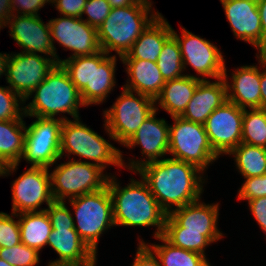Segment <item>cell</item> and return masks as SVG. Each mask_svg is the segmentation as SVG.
<instances>
[{
    "mask_svg": "<svg viewBox=\"0 0 266 266\" xmlns=\"http://www.w3.org/2000/svg\"><path fill=\"white\" fill-rule=\"evenodd\" d=\"M257 59L263 70H261L260 85H261V109L266 110V54H259Z\"/></svg>",
    "mask_w": 266,
    "mask_h": 266,
    "instance_id": "obj_45",
    "label": "cell"
},
{
    "mask_svg": "<svg viewBox=\"0 0 266 266\" xmlns=\"http://www.w3.org/2000/svg\"><path fill=\"white\" fill-rule=\"evenodd\" d=\"M248 204L260 229L266 234V197L249 200Z\"/></svg>",
    "mask_w": 266,
    "mask_h": 266,
    "instance_id": "obj_44",
    "label": "cell"
},
{
    "mask_svg": "<svg viewBox=\"0 0 266 266\" xmlns=\"http://www.w3.org/2000/svg\"><path fill=\"white\" fill-rule=\"evenodd\" d=\"M25 115L17 120L0 121V176H7L19 166L24 152Z\"/></svg>",
    "mask_w": 266,
    "mask_h": 266,
    "instance_id": "obj_23",
    "label": "cell"
},
{
    "mask_svg": "<svg viewBox=\"0 0 266 266\" xmlns=\"http://www.w3.org/2000/svg\"><path fill=\"white\" fill-rule=\"evenodd\" d=\"M201 80L200 77L186 74L166 81L160 94L155 99V104L158 102L160 105L158 107H162L171 117L181 116Z\"/></svg>",
    "mask_w": 266,
    "mask_h": 266,
    "instance_id": "obj_26",
    "label": "cell"
},
{
    "mask_svg": "<svg viewBox=\"0 0 266 266\" xmlns=\"http://www.w3.org/2000/svg\"><path fill=\"white\" fill-rule=\"evenodd\" d=\"M89 161L72 158L50 173L54 201H64L99 191L107 186L109 175Z\"/></svg>",
    "mask_w": 266,
    "mask_h": 266,
    "instance_id": "obj_7",
    "label": "cell"
},
{
    "mask_svg": "<svg viewBox=\"0 0 266 266\" xmlns=\"http://www.w3.org/2000/svg\"><path fill=\"white\" fill-rule=\"evenodd\" d=\"M227 101L226 84L223 77L215 82L201 80L181 117L204 124L211 113Z\"/></svg>",
    "mask_w": 266,
    "mask_h": 266,
    "instance_id": "obj_22",
    "label": "cell"
},
{
    "mask_svg": "<svg viewBox=\"0 0 266 266\" xmlns=\"http://www.w3.org/2000/svg\"><path fill=\"white\" fill-rule=\"evenodd\" d=\"M47 245L59 256L48 266H87L97 260V255L79 237L74 227L52 228Z\"/></svg>",
    "mask_w": 266,
    "mask_h": 266,
    "instance_id": "obj_20",
    "label": "cell"
},
{
    "mask_svg": "<svg viewBox=\"0 0 266 266\" xmlns=\"http://www.w3.org/2000/svg\"><path fill=\"white\" fill-rule=\"evenodd\" d=\"M80 120L79 117L72 121H63L60 138L61 158L74 154L92 160L91 163L99 165L104 170L106 165L123 168L122 152ZM67 152L68 154L64 155Z\"/></svg>",
    "mask_w": 266,
    "mask_h": 266,
    "instance_id": "obj_5",
    "label": "cell"
},
{
    "mask_svg": "<svg viewBox=\"0 0 266 266\" xmlns=\"http://www.w3.org/2000/svg\"><path fill=\"white\" fill-rule=\"evenodd\" d=\"M111 11L110 3L107 0H87L82 13L87 14L84 19L90 26L98 29Z\"/></svg>",
    "mask_w": 266,
    "mask_h": 266,
    "instance_id": "obj_38",
    "label": "cell"
},
{
    "mask_svg": "<svg viewBox=\"0 0 266 266\" xmlns=\"http://www.w3.org/2000/svg\"><path fill=\"white\" fill-rule=\"evenodd\" d=\"M156 110L140 125L138 130L124 144L127 148H133L140 145L143 160H130L128 165L123 164L124 168L135 172L144 164L158 161L165 157L169 148V124L165 119L156 118ZM164 156V157H163ZM159 158V159H158Z\"/></svg>",
    "mask_w": 266,
    "mask_h": 266,
    "instance_id": "obj_17",
    "label": "cell"
},
{
    "mask_svg": "<svg viewBox=\"0 0 266 266\" xmlns=\"http://www.w3.org/2000/svg\"><path fill=\"white\" fill-rule=\"evenodd\" d=\"M74 208V228L79 237L97 254L100 235L114 225L112 199L105 188L68 200Z\"/></svg>",
    "mask_w": 266,
    "mask_h": 266,
    "instance_id": "obj_6",
    "label": "cell"
},
{
    "mask_svg": "<svg viewBox=\"0 0 266 266\" xmlns=\"http://www.w3.org/2000/svg\"><path fill=\"white\" fill-rule=\"evenodd\" d=\"M39 253L22 242L12 246L0 248V258L12 266H35L40 262Z\"/></svg>",
    "mask_w": 266,
    "mask_h": 266,
    "instance_id": "obj_35",
    "label": "cell"
},
{
    "mask_svg": "<svg viewBox=\"0 0 266 266\" xmlns=\"http://www.w3.org/2000/svg\"><path fill=\"white\" fill-rule=\"evenodd\" d=\"M51 58L25 52L9 54L5 75L8 87L25 100L57 64Z\"/></svg>",
    "mask_w": 266,
    "mask_h": 266,
    "instance_id": "obj_13",
    "label": "cell"
},
{
    "mask_svg": "<svg viewBox=\"0 0 266 266\" xmlns=\"http://www.w3.org/2000/svg\"><path fill=\"white\" fill-rule=\"evenodd\" d=\"M115 176H109L107 187L112 199L115 226H156L154 238L162 235L167 213L160 207L146 182L131 179L120 187Z\"/></svg>",
    "mask_w": 266,
    "mask_h": 266,
    "instance_id": "obj_2",
    "label": "cell"
},
{
    "mask_svg": "<svg viewBox=\"0 0 266 266\" xmlns=\"http://www.w3.org/2000/svg\"><path fill=\"white\" fill-rule=\"evenodd\" d=\"M156 64L165 81L185 75L180 46L173 35L164 43Z\"/></svg>",
    "mask_w": 266,
    "mask_h": 266,
    "instance_id": "obj_33",
    "label": "cell"
},
{
    "mask_svg": "<svg viewBox=\"0 0 266 266\" xmlns=\"http://www.w3.org/2000/svg\"><path fill=\"white\" fill-rule=\"evenodd\" d=\"M162 244H150L140 239L139 243H145L158 257L161 266H211L207 258L194 251L185 250L170 244L162 235L156 237Z\"/></svg>",
    "mask_w": 266,
    "mask_h": 266,
    "instance_id": "obj_29",
    "label": "cell"
},
{
    "mask_svg": "<svg viewBox=\"0 0 266 266\" xmlns=\"http://www.w3.org/2000/svg\"><path fill=\"white\" fill-rule=\"evenodd\" d=\"M259 197H266V174L245 178L238 191V200L249 201Z\"/></svg>",
    "mask_w": 266,
    "mask_h": 266,
    "instance_id": "obj_40",
    "label": "cell"
},
{
    "mask_svg": "<svg viewBox=\"0 0 266 266\" xmlns=\"http://www.w3.org/2000/svg\"><path fill=\"white\" fill-rule=\"evenodd\" d=\"M226 72L225 67L223 78L226 84L227 100L243 109L261 108V71L258 66H240L231 74V84L227 81Z\"/></svg>",
    "mask_w": 266,
    "mask_h": 266,
    "instance_id": "obj_21",
    "label": "cell"
},
{
    "mask_svg": "<svg viewBox=\"0 0 266 266\" xmlns=\"http://www.w3.org/2000/svg\"><path fill=\"white\" fill-rule=\"evenodd\" d=\"M11 15V0H0V30L7 25Z\"/></svg>",
    "mask_w": 266,
    "mask_h": 266,
    "instance_id": "obj_47",
    "label": "cell"
},
{
    "mask_svg": "<svg viewBox=\"0 0 266 266\" xmlns=\"http://www.w3.org/2000/svg\"><path fill=\"white\" fill-rule=\"evenodd\" d=\"M172 119L174 123L169 124L168 154L172 155L171 158L194 164L205 172L219 156L210 146L204 124L185 120L181 116Z\"/></svg>",
    "mask_w": 266,
    "mask_h": 266,
    "instance_id": "obj_9",
    "label": "cell"
},
{
    "mask_svg": "<svg viewBox=\"0 0 266 266\" xmlns=\"http://www.w3.org/2000/svg\"><path fill=\"white\" fill-rule=\"evenodd\" d=\"M6 26L10 28V36L23 48L22 52L52 56V59L60 64L61 59L52 43L49 22L44 24L39 15L25 16L14 13Z\"/></svg>",
    "mask_w": 266,
    "mask_h": 266,
    "instance_id": "obj_18",
    "label": "cell"
},
{
    "mask_svg": "<svg viewBox=\"0 0 266 266\" xmlns=\"http://www.w3.org/2000/svg\"><path fill=\"white\" fill-rule=\"evenodd\" d=\"M11 214L0 212V248L21 243L19 221L13 219V212Z\"/></svg>",
    "mask_w": 266,
    "mask_h": 266,
    "instance_id": "obj_37",
    "label": "cell"
},
{
    "mask_svg": "<svg viewBox=\"0 0 266 266\" xmlns=\"http://www.w3.org/2000/svg\"><path fill=\"white\" fill-rule=\"evenodd\" d=\"M111 8L126 7L129 5V0H107Z\"/></svg>",
    "mask_w": 266,
    "mask_h": 266,
    "instance_id": "obj_49",
    "label": "cell"
},
{
    "mask_svg": "<svg viewBox=\"0 0 266 266\" xmlns=\"http://www.w3.org/2000/svg\"><path fill=\"white\" fill-rule=\"evenodd\" d=\"M136 172L167 214L201 199L204 191V172L196 165L182 160L164 158L144 164Z\"/></svg>",
    "mask_w": 266,
    "mask_h": 266,
    "instance_id": "obj_1",
    "label": "cell"
},
{
    "mask_svg": "<svg viewBox=\"0 0 266 266\" xmlns=\"http://www.w3.org/2000/svg\"><path fill=\"white\" fill-rule=\"evenodd\" d=\"M172 29L160 14L120 59H141L156 63L164 43L172 36Z\"/></svg>",
    "mask_w": 266,
    "mask_h": 266,
    "instance_id": "obj_25",
    "label": "cell"
},
{
    "mask_svg": "<svg viewBox=\"0 0 266 266\" xmlns=\"http://www.w3.org/2000/svg\"><path fill=\"white\" fill-rule=\"evenodd\" d=\"M122 89L112 107L103 111V125L110 139L124 145L157 107L153 98Z\"/></svg>",
    "mask_w": 266,
    "mask_h": 266,
    "instance_id": "obj_8",
    "label": "cell"
},
{
    "mask_svg": "<svg viewBox=\"0 0 266 266\" xmlns=\"http://www.w3.org/2000/svg\"><path fill=\"white\" fill-rule=\"evenodd\" d=\"M263 35V54H266V0H257Z\"/></svg>",
    "mask_w": 266,
    "mask_h": 266,
    "instance_id": "obj_46",
    "label": "cell"
},
{
    "mask_svg": "<svg viewBox=\"0 0 266 266\" xmlns=\"http://www.w3.org/2000/svg\"><path fill=\"white\" fill-rule=\"evenodd\" d=\"M24 104V100L8 86H0V121L22 118L25 115Z\"/></svg>",
    "mask_w": 266,
    "mask_h": 266,
    "instance_id": "obj_36",
    "label": "cell"
},
{
    "mask_svg": "<svg viewBox=\"0 0 266 266\" xmlns=\"http://www.w3.org/2000/svg\"><path fill=\"white\" fill-rule=\"evenodd\" d=\"M129 5L147 6L152 8V2L149 0H129Z\"/></svg>",
    "mask_w": 266,
    "mask_h": 266,
    "instance_id": "obj_50",
    "label": "cell"
},
{
    "mask_svg": "<svg viewBox=\"0 0 266 266\" xmlns=\"http://www.w3.org/2000/svg\"><path fill=\"white\" fill-rule=\"evenodd\" d=\"M60 64L68 73L72 83L80 91L85 107L91 105L93 55L67 58L60 60Z\"/></svg>",
    "mask_w": 266,
    "mask_h": 266,
    "instance_id": "obj_31",
    "label": "cell"
},
{
    "mask_svg": "<svg viewBox=\"0 0 266 266\" xmlns=\"http://www.w3.org/2000/svg\"><path fill=\"white\" fill-rule=\"evenodd\" d=\"M159 15L158 11L152 12L147 6L111 8L110 14L97 29L101 50L108 55L115 51L122 57Z\"/></svg>",
    "mask_w": 266,
    "mask_h": 266,
    "instance_id": "obj_4",
    "label": "cell"
},
{
    "mask_svg": "<svg viewBox=\"0 0 266 266\" xmlns=\"http://www.w3.org/2000/svg\"><path fill=\"white\" fill-rule=\"evenodd\" d=\"M242 142L266 148V110L244 109Z\"/></svg>",
    "mask_w": 266,
    "mask_h": 266,
    "instance_id": "obj_32",
    "label": "cell"
},
{
    "mask_svg": "<svg viewBox=\"0 0 266 266\" xmlns=\"http://www.w3.org/2000/svg\"><path fill=\"white\" fill-rule=\"evenodd\" d=\"M87 0H52L58 12L63 16L83 18L82 13Z\"/></svg>",
    "mask_w": 266,
    "mask_h": 266,
    "instance_id": "obj_42",
    "label": "cell"
},
{
    "mask_svg": "<svg viewBox=\"0 0 266 266\" xmlns=\"http://www.w3.org/2000/svg\"><path fill=\"white\" fill-rule=\"evenodd\" d=\"M49 168L33 167L23 172L12 183V212L44 211L38 209L44 204L47 207L54 201L51 191Z\"/></svg>",
    "mask_w": 266,
    "mask_h": 266,
    "instance_id": "obj_14",
    "label": "cell"
},
{
    "mask_svg": "<svg viewBox=\"0 0 266 266\" xmlns=\"http://www.w3.org/2000/svg\"><path fill=\"white\" fill-rule=\"evenodd\" d=\"M244 109L226 101L216 108L204 123L213 151L227 155L242 142Z\"/></svg>",
    "mask_w": 266,
    "mask_h": 266,
    "instance_id": "obj_12",
    "label": "cell"
},
{
    "mask_svg": "<svg viewBox=\"0 0 266 266\" xmlns=\"http://www.w3.org/2000/svg\"><path fill=\"white\" fill-rule=\"evenodd\" d=\"M128 74L124 89L153 98L160 94L166 81L155 62L141 59H121Z\"/></svg>",
    "mask_w": 266,
    "mask_h": 266,
    "instance_id": "obj_24",
    "label": "cell"
},
{
    "mask_svg": "<svg viewBox=\"0 0 266 266\" xmlns=\"http://www.w3.org/2000/svg\"><path fill=\"white\" fill-rule=\"evenodd\" d=\"M162 236L172 245L205 255L206 246L212 242L201 232L163 231Z\"/></svg>",
    "mask_w": 266,
    "mask_h": 266,
    "instance_id": "obj_34",
    "label": "cell"
},
{
    "mask_svg": "<svg viewBox=\"0 0 266 266\" xmlns=\"http://www.w3.org/2000/svg\"><path fill=\"white\" fill-rule=\"evenodd\" d=\"M33 94L32 102L24 106L26 117L56 118L55 115L59 113H67L76 119L79 118L78 109L85 106L80 91L72 83L66 70L58 63L24 102L29 97L32 98Z\"/></svg>",
    "mask_w": 266,
    "mask_h": 266,
    "instance_id": "obj_3",
    "label": "cell"
},
{
    "mask_svg": "<svg viewBox=\"0 0 266 266\" xmlns=\"http://www.w3.org/2000/svg\"><path fill=\"white\" fill-rule=\"evenodd\" d=\"M234 36L263 54V35L257 0H220Z\"/></svg>",
    "mask_w": 266,
    "mask_h": 266,
    "instance_id": "obj_19",
    "label": "cell"
},
{
    "mask_svg": "<svg viewBox=\"0 0 266 266\" xmlns=\"http://www.w3.org/2000/svg\"><path fill=\"white\" fill-rule=\"evenodd\" d=\"M96 260L93 262V263H91V264H89V265H87V266H96Z\"/></svg>",
    "mask_w": 266,
    "mask_h": 266,
    "instance_id": "obj_52",
    "label": "cell"
},
{
    "mask_svg": "<svg viewBox=\"0 0 266 266\" xmlns=\"http://www.w3.org/2000/svg\"><path fill=\"white\" fill-rule=\"evenodd\" d=\"M65 204V201H53L45 208L52 228L74 227V217Z\"/></svg>",
    "mask_w": 266,
    "mask_h": 266,
    "instance_id": "obj_39",
    "label": "cell"
},
{
    "mask_svg": "<svg viewBox=\"0 0 266 266\" xmlns=\"http://www.w3.org/2000/svg\"><path fill=\"white\" fill-rule=\"evenodd\" d=\"M8 58H9V54L0 53V78L2 75H6Z\"/></svg>",
    "mask_w": 266,
    "mask_h": 266,
    "instance_id": "obj_48",
    "label": "cell"
},
{
    "mask_svg": "<svg viewBox=\"0 0 266 266\" xmlns=\"http://www.w3.org/2000/svg\"><path fill=\"white\" fill-rule=\"evenodd\" d=\"M132 266H161V263L145 243H139Z\"/></svg>",
    "mask_w": 266,
    "mask_h": 266,
    "instance_id": "obj_43",
    "label": "cell"
},
{
    "mask_svg": "<svg viewBox=\"0 0 266 266\" xmlns=\"http://www.w3.org/2000/svg\"><path fill=\"white\" fill-rule=\"evenodd\" d=\"M227 155H233L235 166L244 178L266 174V148L241 142Z\"/></svg>",
    "mask_w": 266,
    "mask_h": 266,
    "instance_id": "obj_30",
    "label": "cell"
},
{
    "mask_svg": "<svg viewBox=\"0 0 266 266\" xmlns=\"http://www.w3.org/2000/svg\"><path fill=\"white\" fill-rule=\"evenodd\" d=\"M219 204H205L199 200L173 209L167 214L163 231L201 232L212 243L223 238L218 230Z\"/></svg>",
    "mask_w": 266,
    "mask_h": 266,
    "instance_id": "obj_15",
    "label": "cell"
},
{
    "mask_svg": "<svg viewBox=\"0 0 266 266\" xmlns=\"http://www.w3.org/2000/svg\"><path fill=\"white\" fill-rule=\"evenodd\" d=\"M116 55H108L103 50L93 54L91 75V105L103 103L115 87Z\"/></svg>",
    "mask_w": 266,
    "mask_h": 266,
    "instance_id": "obj_27",
    "label": "cell"
},
{
    "mask_svg": "<svg viewBox=\"0 0 266 266\" xmlns=\"http://www.w3.org/2000/svg\"><path fill=\"white\" fill-rule=\"evenodd\" d=\"M45 3H52V0H11L12 14L35 16L45 6Z\"/></svg>",
    "mask_w": 266,
    "mask_h": 266,
    "instance_id": "obj_41",
    "label": "cell"
},
{
    "mask_svg": "<svg viewBox=\"0 0 266 266\" xmlns=\"http://www.w3.org/2000/svg\"><path fill=\"white\" fill-rule=\"evenodd\" d=\"M14 217H17L19 221L21 242L40 252L47 245L52 230L46 210L22 212L14 214Z\"/></svg>",
    "mask_w": 266,
    "mask_h": 266,
    "instance_id": "obj_28",
    "label": "cell"
},
{
    "mask_svg": "<svg viewBox=\"0 0 266 266\" xmlns=\"http://www.w3.org/2000/svg\"><path fill=\"white\" fill-rule=\"evenodd\" d=\"M49 27L53 46L56 40L73 52L68 58L93 55L101 50L97 29L82 18L60 15V18L50 19Z\"/></svg>",
    "mask_w": 266,
    "mask_h": 266,
    "instance_id": "obj_16",
    "label": "cell"
},
{
    "mask_svg": "<svg viewBox=\"0 0 266 266\" xmlns=\"http://www.w3.org/2000/svg\"><path fill=\"white\" fill-rule=\"evenodd\" d=\"M0 266H12V265H10L8 262L0 258Z\"/></svg>",
    "mask_w": 266,
    "mask_h": 266,
    "instance_id": "obj_51",
    "label": "cell"
},
{
    "mask_svg": "<svg viewBox=\"0 0 266 266\" xmlns=\"http://www.w3.org/2000/svg\"><path fill=\"white\" fill-rule=\"evenodd\" d=\"M68 118L36 117L28 127L22 158L33 167L49 168L60 156L61 127Z\"/></svg>",
    "mask_w": 266,
    "mask_h": 266,
    "instance_id": "obj_10",
    "label": "cell"
},
{
    "mask_svg": "<svg viewBox=\"0 0 266 266\" xmlns=\"http://www.w3.org/2000/svg\"><path fill=\"white\" fill-rule=\"evenodd\" d=\"M181 37L172 29L179 43L184 69L190 65L198 75L218 79L223 77L226 66L221 51L210 41L194 35L182 27Z\"/></svg>",
    "mask_w": 266,
    "mask_h": 266,
    "instance_id": "obj_11",
    "label": "cell"
}]
</instances>
